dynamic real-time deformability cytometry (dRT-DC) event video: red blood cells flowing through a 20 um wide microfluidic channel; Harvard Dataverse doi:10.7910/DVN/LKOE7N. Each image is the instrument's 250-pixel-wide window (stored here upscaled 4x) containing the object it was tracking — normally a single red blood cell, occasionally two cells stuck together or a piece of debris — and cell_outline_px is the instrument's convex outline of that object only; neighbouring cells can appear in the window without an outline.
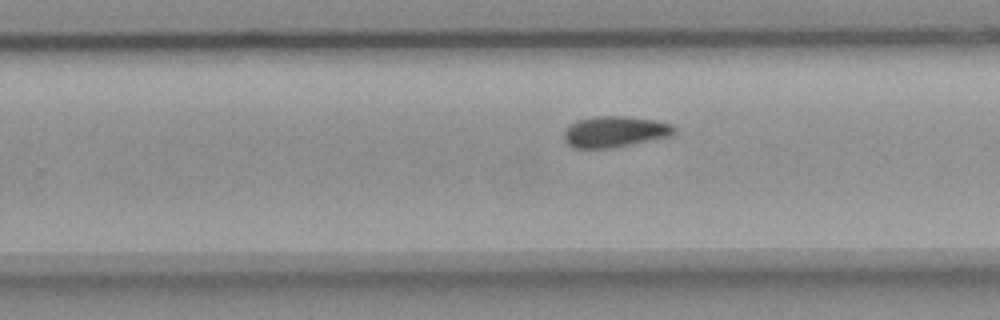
{"species": "common noctule bat (a hibernating species)", "species_latin": "Nyctalus noctula", "temperature_condition": "room temperature", "stored_images_in_passage": 9, "segment_of_instrument_passage": [2, 2], "camera_frame_rate_fps": 3000, "um_per_image_px": 0.085, "animal": {"sex": "female", "body_mass_g": 18.4}, "frame": {"image": 1, "passage_image": 9, "time_ms": 10.333, "image_size_px": [1000, 320], "cell_outline_px": [[676, 128], [672, 136], [612, 148], [572, 148], [564, 140], [564, 132], [576, 120], [592, 116], [624, 116], [652, 120], [672, 124]], "centroid_in_image_um": [52.25, 11.2], "position_along_channel_um": 277.5, "area_um2": 19.94}}